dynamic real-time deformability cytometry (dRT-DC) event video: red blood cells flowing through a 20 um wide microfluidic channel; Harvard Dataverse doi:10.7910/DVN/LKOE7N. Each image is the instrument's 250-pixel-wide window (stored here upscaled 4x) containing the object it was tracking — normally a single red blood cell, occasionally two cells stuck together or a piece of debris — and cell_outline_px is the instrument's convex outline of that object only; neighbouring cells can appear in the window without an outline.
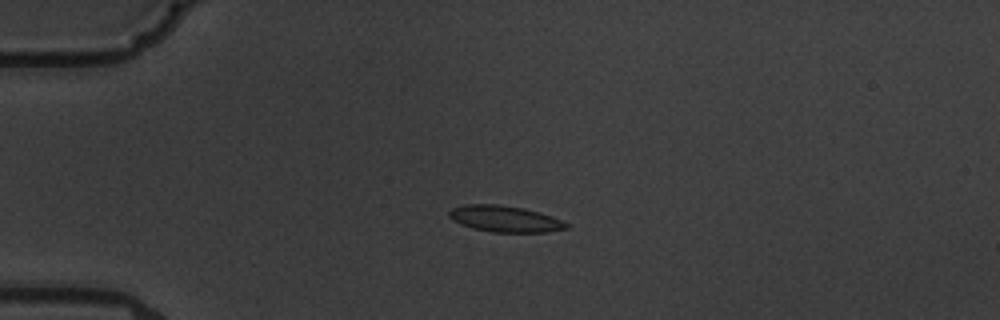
{"species": "common noctule bat (a hibernating species)", "species_latin": "Nyctalus noctula", "temperature_condition": "warm", "stored_images_in_passage": 4, "camera_frame_rate_fps": 3000, "um_per_image_px": 0.085, "animal": {"sex": "male", "body_mass_g": 19.5, "forearm_length_mm": 54.6}, "frame": {"image": 1, "passage_image": 3, "time_ms": 2.333, "image_size_px": [1000, 320], "cell_outline_px": [[568, 228], [548, 232], [492, 232], [472, 228], [460, 224], [452, 220], [448, 216], [448, 212], [452, 208], [464, 204], [496, 204], [524, 208], [540, 212], [552, 216], [568, 224]], "centroid_in_image_um": [42.89, 18.6], "position_along_channel_um": 42.1, "area_um2": 18.03}}